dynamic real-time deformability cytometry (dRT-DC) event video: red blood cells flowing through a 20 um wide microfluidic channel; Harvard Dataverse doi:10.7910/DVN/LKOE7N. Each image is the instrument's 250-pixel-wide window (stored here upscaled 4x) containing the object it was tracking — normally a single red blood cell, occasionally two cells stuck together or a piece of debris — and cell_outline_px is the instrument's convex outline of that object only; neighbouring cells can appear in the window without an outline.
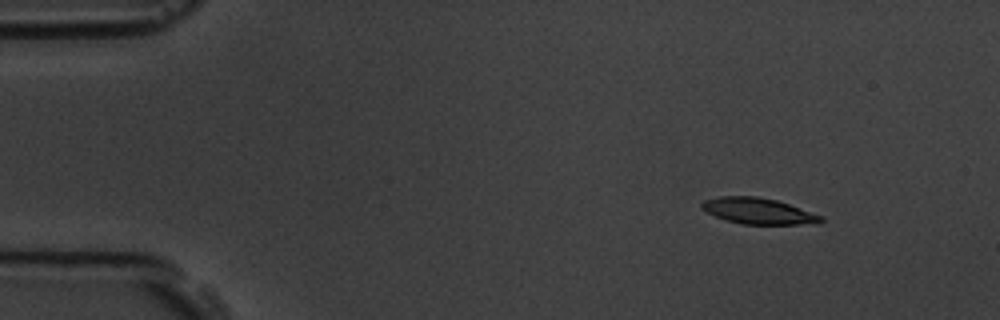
{"species": "common noctule bat (a hibernating species)", "species_latin": "Nyctalus noctula", "temperature_condition": "room temperature", "stored_images_in_passage": 5, "camera_frame_rate_fps": 3000, "um_per_image_px": 0.085, "animal": {"sex": "male", "body_mass_g": 19.5, "forearm_length_mm": 54.6}, "frame": {"image": 1, "passage_image": 1, "time_ms": 0.0, "image_size_px": [1000, 320], "cell_outline_px": [[824, 220], [820, 224], [744, 224], [728, 220], [716, 216], [700, 208], [700, 204], [704, 200], [720, 196], [756, 196], [776, 200], [824, 216]], "centroid_in_image_um": [64.49, 17.93], "position_along_channel_um": 20.5, "area_um2": 18.03}}
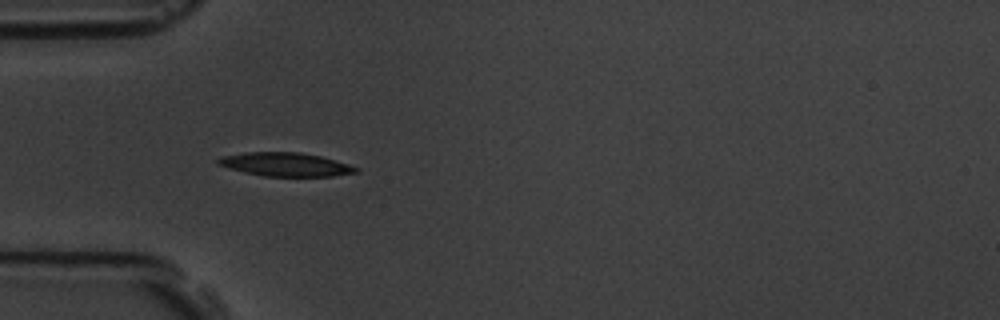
{"frame": {"image": 2, "passage_image": 4, "time_ms": 3.333, "image_size_px": [1000, 320], "cell_outline_px": [[360, 172], [332, 176], [264, 176], [244, 172], [228, 168], [216, 164], [216, 160], [220, 156], [244, 152], [300, 152], [320, 156], [348, 164], [360, 168]], "centroid_in_image_um": [24.24, 13.97], "position_along_channel_um": 60.8, "area_um2": 19.07}}
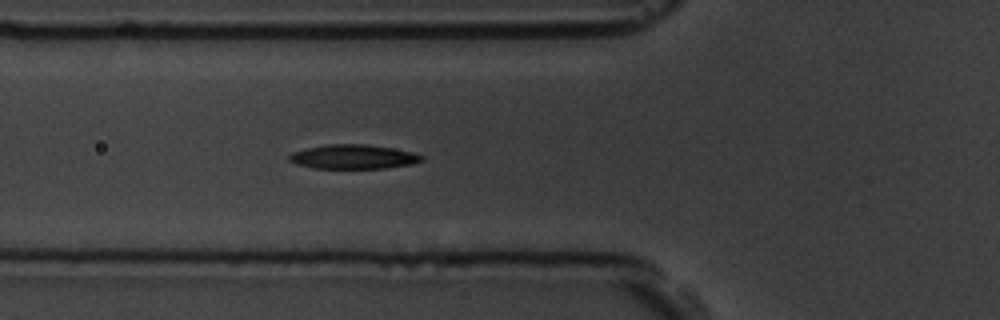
{"frame": {"image": 3, "passage_image": 5, "time_ms": 4.333, "image_size_px": [1000, 320], "cell_outline_px": [[424, 160], [412, 164], [384, 168], [312, 168], [296, 164], [288, 160], [288, 156], [292, 152], [308, 148], [328, 144], [364, 144], [392, 148], [412, 152], [424, 156]], "centroid_in_image_um": [30.02, 13.33], "position_along_channel_um": 95.8, "area_um2": 18.67}}